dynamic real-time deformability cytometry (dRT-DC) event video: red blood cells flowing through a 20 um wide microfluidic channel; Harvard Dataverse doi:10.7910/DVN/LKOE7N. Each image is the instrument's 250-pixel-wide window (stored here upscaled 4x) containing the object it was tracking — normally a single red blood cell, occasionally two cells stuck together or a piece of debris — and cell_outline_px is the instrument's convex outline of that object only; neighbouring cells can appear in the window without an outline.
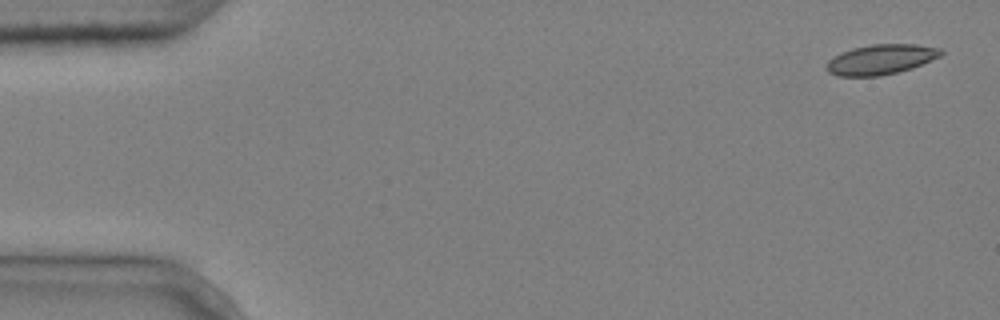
{"species": "common noctule bat (a hibernating species)", "species_latin": "Nyctalus noctula", "temperature_condition": "cold", "stored_images_in_passage": 4, "camera_frame_rate_fps": 3000, "um_per_image_px": 0.085, "animal": {"sex": "male", "body_mass_g": 20.4}, "frame": {"image": 1, "passage_image": 1, "time_ms": 0.0, "image_size_px": [1000, 320], "cell_outline_px": [[944, 52], [940, 56], [912, 68], [880, 76], [836, 76], [828, 72], [824, 68], [828, 60], [840, 52], [852, 48], [872, 44], [916, 44], [940, 48]], "centroid_in_image_um": [74.83, 5.05], "position_along_channel_um": 10.2, "area_um2": 20.11}}
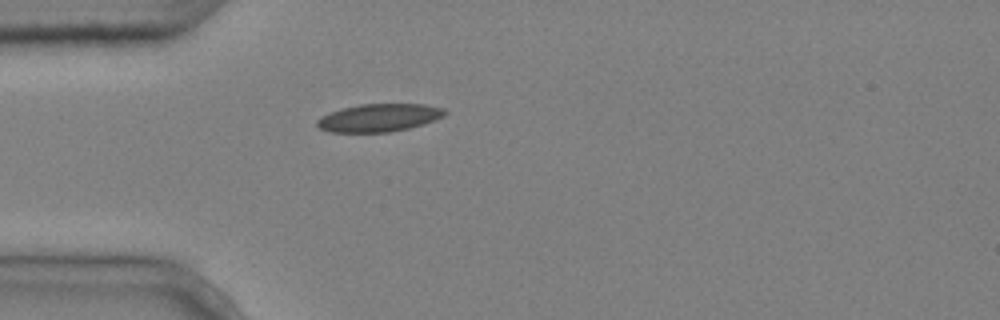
{"frame": {"image": 2, "passage_image": 4, "time_ms": 1.0, "image_size_px": [1000, 320], "cell_outline_px": [[448, 112], [444, 116], [436, 120], [424, 124], [408, 128], [388, 132], [332, 132], [320, 128], [316, 124], [316, 120], [332, 112], [344, 108], [360, 104], [424, 104], [444, 108]], "centroid_in_image_um": [32.28, 10.0], "position_along_channel_um": 52.7, "area_um2": 20.58}}